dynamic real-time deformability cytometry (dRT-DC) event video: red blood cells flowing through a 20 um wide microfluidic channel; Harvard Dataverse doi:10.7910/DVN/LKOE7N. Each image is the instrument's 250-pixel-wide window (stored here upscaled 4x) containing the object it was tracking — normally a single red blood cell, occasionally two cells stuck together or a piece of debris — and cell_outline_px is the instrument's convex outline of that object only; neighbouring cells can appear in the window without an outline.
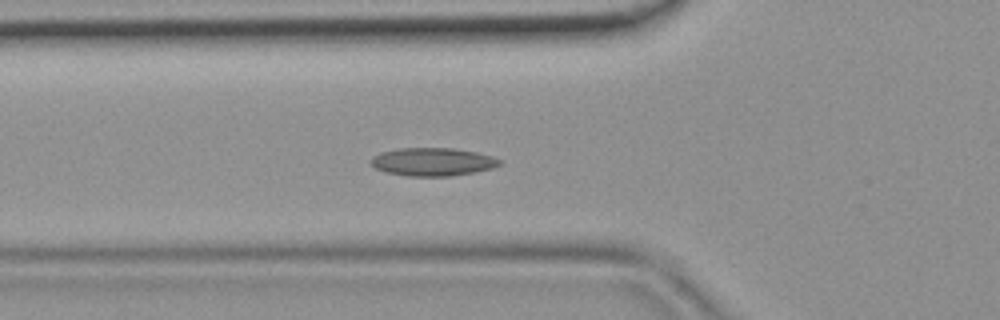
{"species": "common noctule bat (a hibernating species)", "species_latin": "Nyctalus noctula", "temperature_condition": "room temperature", "stored_images_in_passage": 45, "camera_frame_rate_fps": 3000, "um_per_image_px": 0.085, "animal": {"sex": "female", "body_mass_g": 19.9}, "frame": {"image": 1, "passage_image": 16, "time_ms": 5.0, "image_size_px": [1000, 320], "cell_outline_px": [[504, 164], [492, 168], [452, 176], [408, 176], [388, 172], [376, 168], [368, 164], [372, 156], [380, 152], [400, 148], [452, 148], [476, 152], [492, 156], [504, 160]], "centroid_in_image_um": [36.79, 13.75], "position_along_channel_um": 89.0, "area_um2": 21.21}}
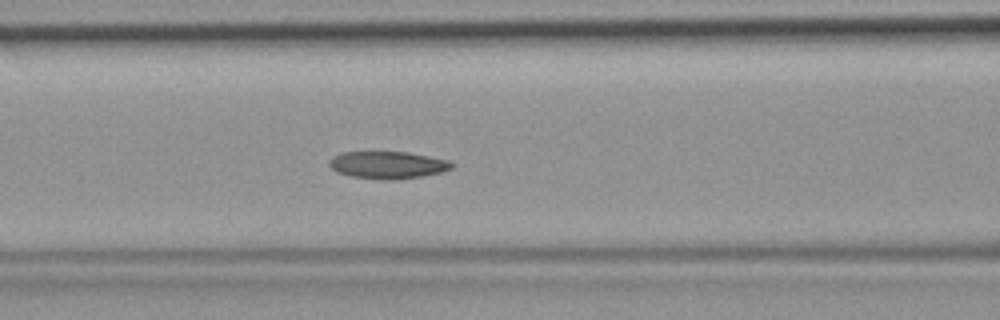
{"frame": {"image": 2, "passage_image": 19, "time_ms": 6.0, "image_size_px": [1000, 320], "cell_outline_px": [[456, 164], [452, 168], [440, 172], [420, 176], [392, 180], [352, 176], [336, 172], [328, 164], [328, 160], [332, 156], [340, 152], [408, 152], [448, 160]], "centroid_in_image_um": [32.93, 14.01], "position_along_channel_um": 133.7, "area_um2": 19.36}}
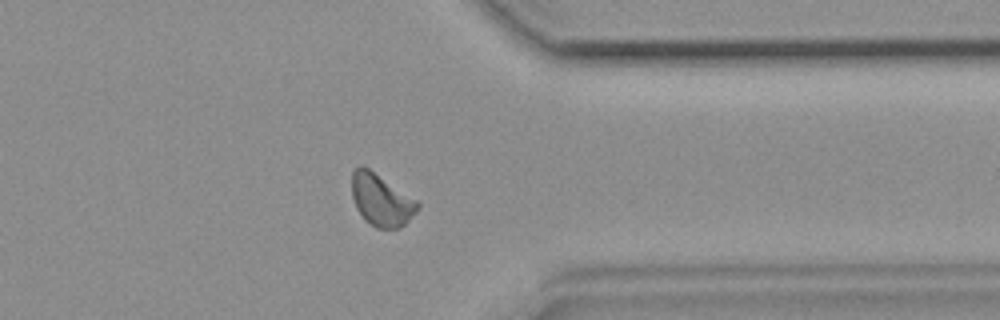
{"frame": {"image": 3, "passage_image": 36, "time_ms": 11.667, "image_size_px": [1000, 320], "cell_outline_px": [[420, 208], [400, 228], [376, 228], [364, 220], [356, 208], [352, 196], [352, 172], [360, 164], [364, 164], [416, 200], [420, 204]], "centroid_in_image_um": [32.38, 16.98], "position_along_channel_um": 379.0, "area_um2": 20.0}}